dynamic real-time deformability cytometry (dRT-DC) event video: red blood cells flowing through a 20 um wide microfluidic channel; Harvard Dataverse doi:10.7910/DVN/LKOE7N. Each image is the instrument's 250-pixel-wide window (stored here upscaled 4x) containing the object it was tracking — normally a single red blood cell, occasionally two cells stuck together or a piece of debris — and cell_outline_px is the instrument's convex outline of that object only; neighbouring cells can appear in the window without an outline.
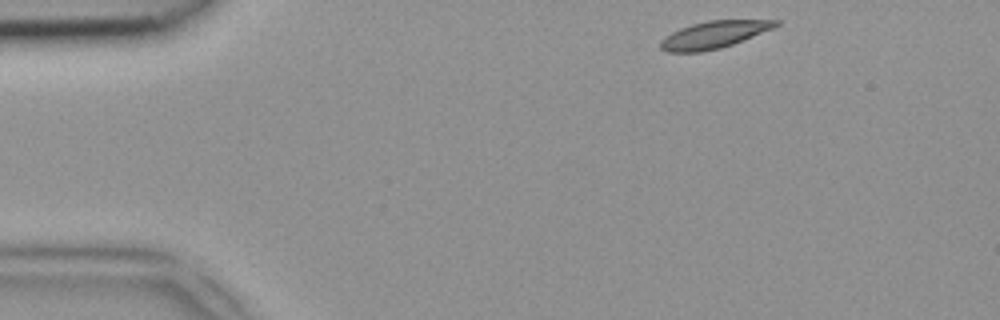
{"species": "common noctule bat (a hibernating species)", "species_latin": "Nyctalus noctula", "temperature_condition": "room temperature", "stored_images_in_passage": 42, "camera_frame_rate_fps": 3000, "um_per_image_px": 0.085, "animal": {"sex": "female", "body_mass_g": 18.4}, "frame": {"image": 1, "passage_image": 1, "time_ms": 0.0, "image_size_px": [1000, 320], "cell_outline_px": [[780, 24], [772, 28], [732, 44], [720, 48], [700, 52], [668, 52], [660, 48], [660, 40], [664, 36], [680, 28], [692, 24], [708, 20], [780, 20]], "centroid_in_image_um": [60.63, 2.95], "position_along_channel_um": 24.4, "area_um2": 18.03}}
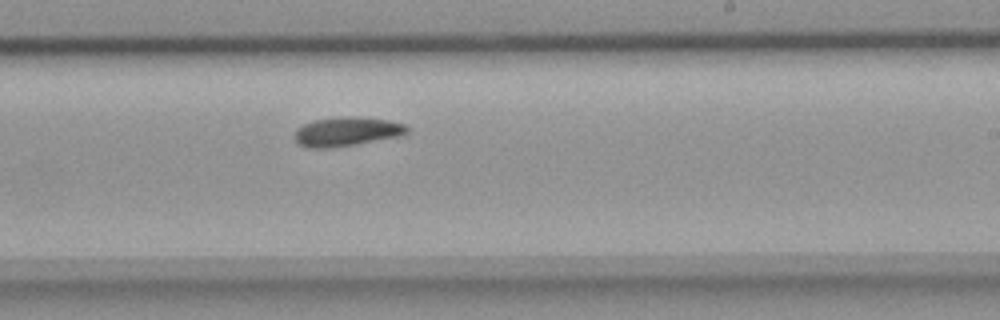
{"frame": {"image": 2, "passage_image": 23, "time_ms": 7.333, "image_size_px": [1000, 320], "cell_outline_px": [[408, 132], [400, 136], [328, 148], [312, 148], [300, 144], [292, 136], [296, 128], [312, 120], [356, 116], [388, 120], [404, 124], [408, 128]], "centroid_in_image_um": [29.44, 11.17], "position_along_channel_um": 259.6, "area_um2": 18.79}}
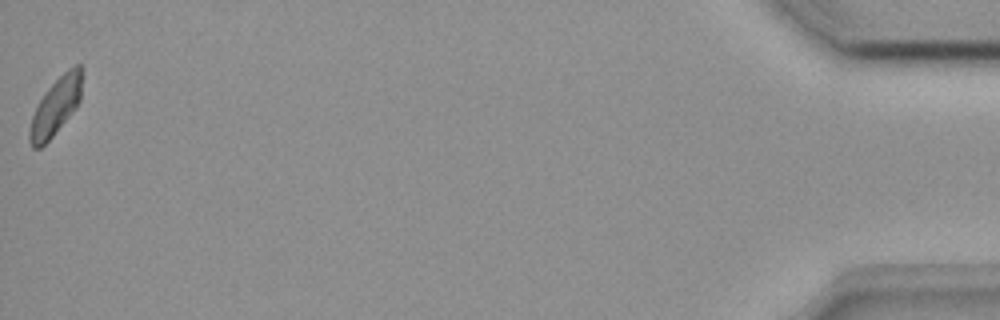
{"frame": {"image": 3, "passage_image": 42, "time_ms": 13.667, "image_size_px": [1000, 320], "cell_outline_px": [[84, 76], [80, 100], [76, 108], [52, 136], [40, 148], [32, 148], [28, 140], [28, 132], [32, 116], [40, 100], [48, 88], [68, 68], [76, 64], [80, 64]], "centroid_in_image_um": [4.76, 9.02], "position_along_channel_um": 430.4, "area_um2": 17.51}}